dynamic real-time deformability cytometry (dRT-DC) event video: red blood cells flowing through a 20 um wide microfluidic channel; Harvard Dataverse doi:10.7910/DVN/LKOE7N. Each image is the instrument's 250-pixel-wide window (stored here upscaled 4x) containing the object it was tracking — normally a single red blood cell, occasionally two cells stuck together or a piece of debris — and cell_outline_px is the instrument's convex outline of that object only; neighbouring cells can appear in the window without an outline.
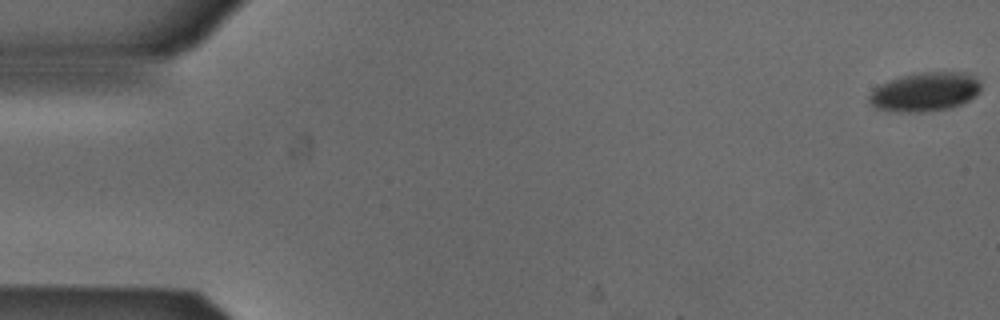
{"species": "Egyptian fruit bat (a non-hibernating species)", "species_latin": "Rousettus aegyptiacus", "temperature_condition": "cold", "stored_images_in_passage": 6, "camera_frame_rate_fps": 3000, "um_per_image_px": 0.085, "animal": {"sex": "male"}, "frame": {"image": 1, "passage_image": 1, "time_ms": 0.0, "image_size_px": [1000, 320], "cell_outline_px": [[980, 92], [976, 96], [960, 104], [948, 108], [920, 112], [896, 112], [876, 108], [868, 100], [868, 96], [880, 84], [888, 80], [920, 72], [968, 72], [976, 76], [980, 80]], "centroid_in_image_um": [78.66, 7.8], "position_along_channel_um": 6.3, "area_um2": 25.43}}